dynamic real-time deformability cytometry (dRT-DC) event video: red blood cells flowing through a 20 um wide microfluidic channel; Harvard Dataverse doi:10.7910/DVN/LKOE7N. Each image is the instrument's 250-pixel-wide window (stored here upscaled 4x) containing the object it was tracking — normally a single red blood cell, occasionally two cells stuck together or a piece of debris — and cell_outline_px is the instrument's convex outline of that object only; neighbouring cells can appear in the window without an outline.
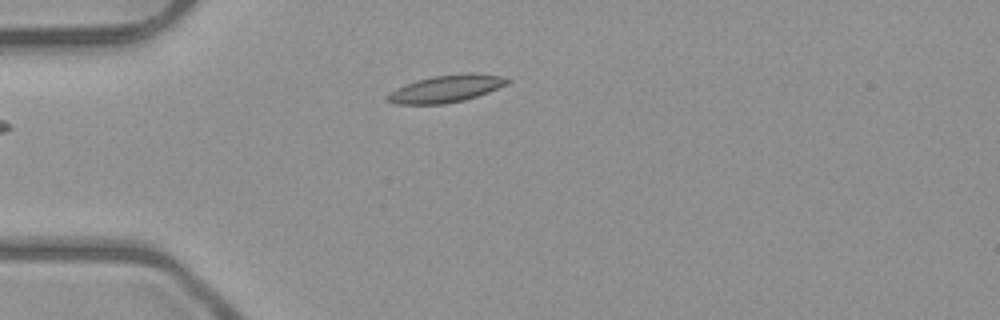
{"species": "common noctule bat (a hibernating species)", "species_latin": "Nyctalus noctula", "temperature_condition": "room temperature", "stored_images_in_passage": 2, "camera_frame_rate_fps": 3000, "um_per_image_px": 0.085, "animal": {"sex": "male", "body_mass_g": 23.1, "forearm_length_mm": 52.7}, "frame": {"image": 1, "passage_image": 1, "time_ms": 0.0, "image_size_px": [1000, 320], "cell_outline_px": [[512, 80], [508, 84], [488, 92], [464, 100], [444, 104], [396, 104], [384, 100], [384, 96], [396, 88], [416, 80], [432, 76], [464, 72], [476, 72], [508, 76]], "centroid_in_image_um": [37.95, 7.51], "position_along_channel_um": 47.0, "area_um2": 19.54}}